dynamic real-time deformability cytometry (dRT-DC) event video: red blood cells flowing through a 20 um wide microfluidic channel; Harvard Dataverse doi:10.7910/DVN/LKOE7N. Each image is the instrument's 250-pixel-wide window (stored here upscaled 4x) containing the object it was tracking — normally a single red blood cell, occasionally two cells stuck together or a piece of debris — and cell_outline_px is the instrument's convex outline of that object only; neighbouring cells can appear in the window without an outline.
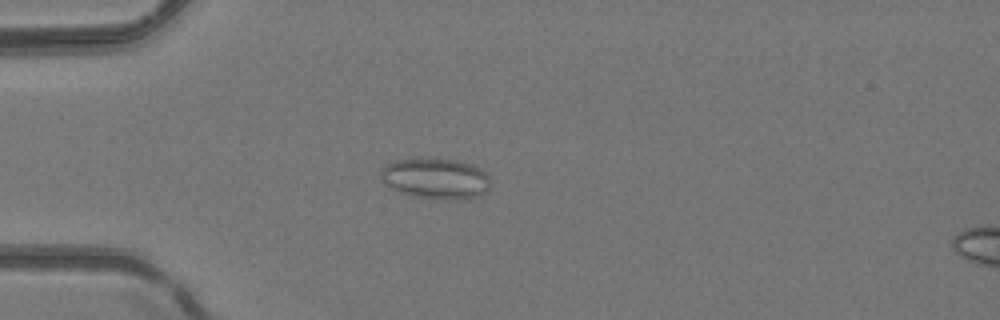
{"species": "common noctule bat (a hibernating species)", "species_latin": "Nyctalus noctula", "temperature_condition": "room temperature", "stored_images_in_passage": 36, "camera_frame_rate_fps": 3000, "um_per_image_px": 0.085, "animal": {"sex": "female", "body_mass_g": 24.6, "forearm_length_mm": 56.2}, "frame": {"image": 1, "passage_image": 5, "time_ms": 1.333, "image_size_px": [1000, 320], "cell_outline_px": [[488, 188], [484, 192], [476, 196], [460, 200], [448, 200], [408, 196], [396, 192], [384, 180], [380, 172], [380, 168], [396, 160], [456, 160], [472, 164], [480, 168], [488, 176]], "centroid_in_image_um": [37.02, 15.21], "position_along_channel_um": 48.0, "area_um2": 25.61}}
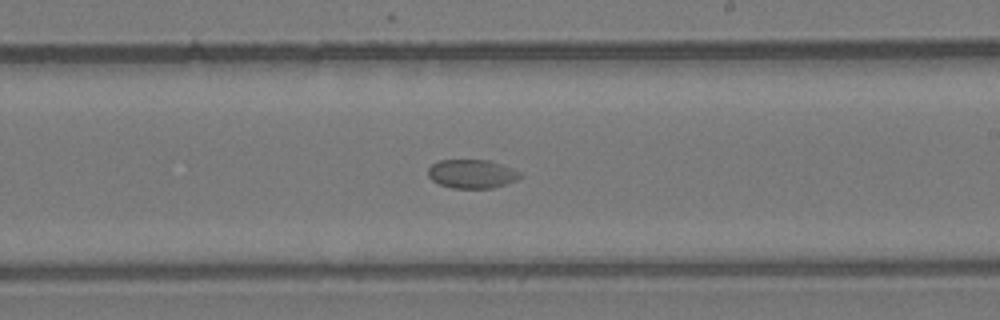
{"frame": {"image": 2, "passage_image": 21, "time_ms": 6.667, "image_size_px": [1000, 320], "cell_outline_px": [[524, 176], [516, 180], [492, 188], [452, 188], [440, 184], [432, 180], [428, 176], [428, 168], [432, 164], [440, 160], [488, 160], [512, 168], [520, 172]], "centroid_in_image_um": [40.11, 14.78], "position_along_channel_um": 248.9, "area_um2": 15.37}}
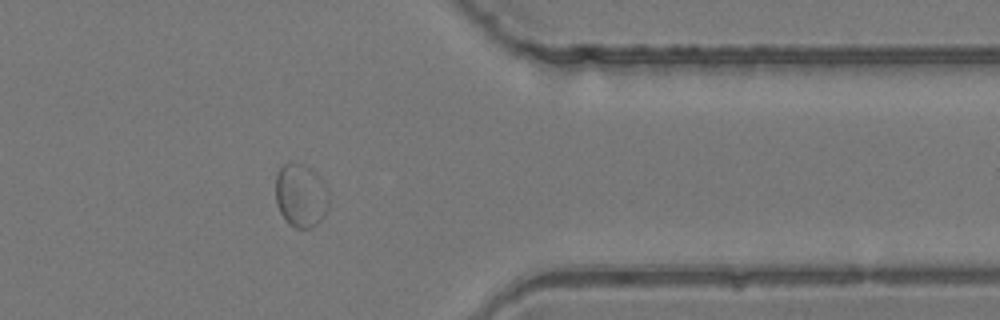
{"frame": {"image": 3, "passage_image": 32, "time_ms": 10.333, "image_size_px": [1000, 320], "cell_outline_px": [[328, 208], [324, 216], [312, 228], [296, 228], [288, 224], [280, 212], [276, 204], [276, 172], [284, 164], [292, 160], [304, 164], [312, 168], [316, 172], [328, 192]], "centroid_in_image_um": [25.55, 16.59], "position_along_channel_um": 385.8, "area_um2": 20.0}}